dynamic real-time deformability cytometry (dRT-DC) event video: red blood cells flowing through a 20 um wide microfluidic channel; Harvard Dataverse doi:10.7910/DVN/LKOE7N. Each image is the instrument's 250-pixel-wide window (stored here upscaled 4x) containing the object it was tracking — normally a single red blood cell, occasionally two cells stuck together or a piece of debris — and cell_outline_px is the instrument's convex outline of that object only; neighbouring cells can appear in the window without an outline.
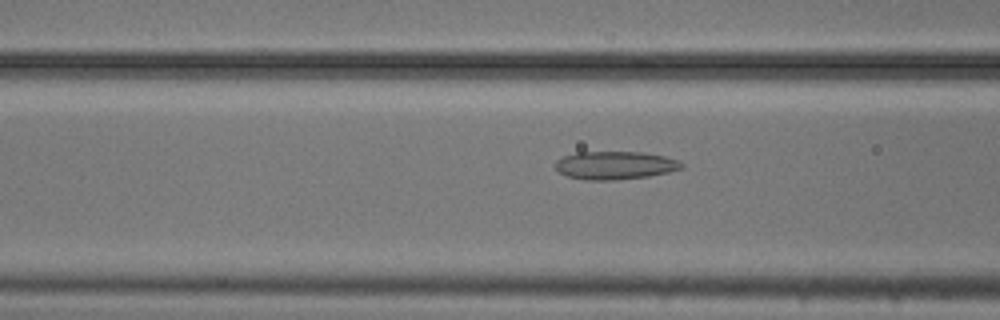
{"species": "common noctule bat (a hibernating species)", "species_latin": "Nyctalus noctula", "temperature_condition": "cold", "stored_images_in_passage": 5, "camera_frame_rate_fps": 3000, "um_per_image_px": 0.085, "animal": {"sex": "male", "body_mass_g": 20.5, "forearm_length_mm": 52.5}, "frame": {"image": 1, "passage_image": 5, "time_ms": 1.333, "image_size_px": [1000, 320], "cell_outline_px": [[684, 168], [668, 172], [648, 176], [616, 180], [584, 180], [568, 176], [560, 172], [556, 168], [556, 160], [564, 156], [576, 152], [640, 152], [664, 156], [680, 160], [684, 164]], "centroid_in_image_um": [52.31, 14.05], "position_along_channel_um": 114.3, "area_um2": 20.69}}